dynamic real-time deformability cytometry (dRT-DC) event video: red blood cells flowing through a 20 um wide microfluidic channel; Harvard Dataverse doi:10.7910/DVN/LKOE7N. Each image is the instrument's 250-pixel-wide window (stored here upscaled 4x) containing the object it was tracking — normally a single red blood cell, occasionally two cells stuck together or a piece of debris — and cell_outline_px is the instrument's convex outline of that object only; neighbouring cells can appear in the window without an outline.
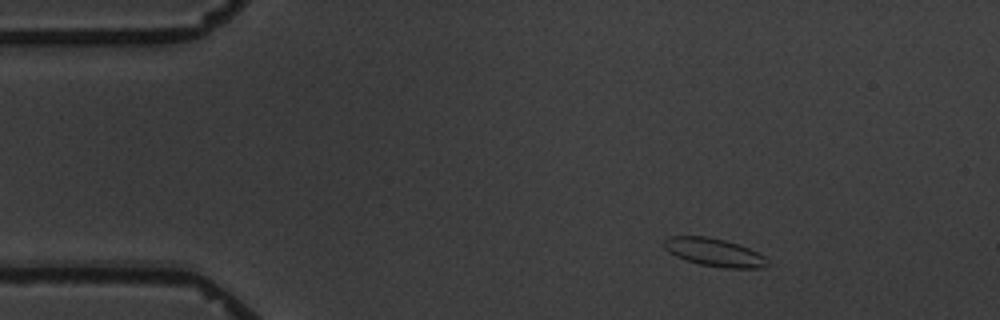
{"species": "common noctule bat (a hibernating species)", "species_latin": "Nyctalus noctula", "temperature_condition": "warm", "stored_images_in_passage": 8, "camera_frame_rate_fps": 3000, "um_per_image_px": 0.085, "animal": {"sex": "male", "body_mass_g": 19.5, "forearm_length_mm": 54.6}, "frame": {"image": 1, "passage_image": 1, "time_ms": 0.0, "image_size_px": [1000, 320], "cell_outline_px": [[768, 264], [764, 268], [724, 268], [700, 264], [676, 256], [668, 252], [664, 248], [664, 240], [668, 236], [708, 236], [724, 240], [748, 248], [764, 256], [768, 260]], "centroid_in_image_um": [60.7, 21.45], "position_along_channel_um": 24.3, "area_um2": 16.76}}
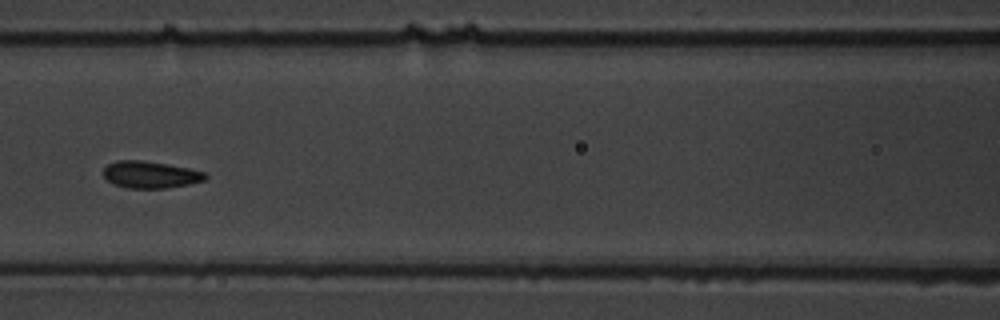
{"frame": {"image": 2, "passage_image": 6, "time_ms": 5.667, "image_size_px": [1000, 320], "cell_outline_px": [[208, 176], [204, 180], [188, 184], [164, 188], [128, 188], [116, 184], [108, 180], [104, 176], [104, 168], [108, 164], [116, 160], [140, 160], [168, 164], [188, 168], [204, 172]], "centroid_in_image_um": [12.78, 14.83], "position_along_channel_um": 153.8, "area_um2": 15.78}}
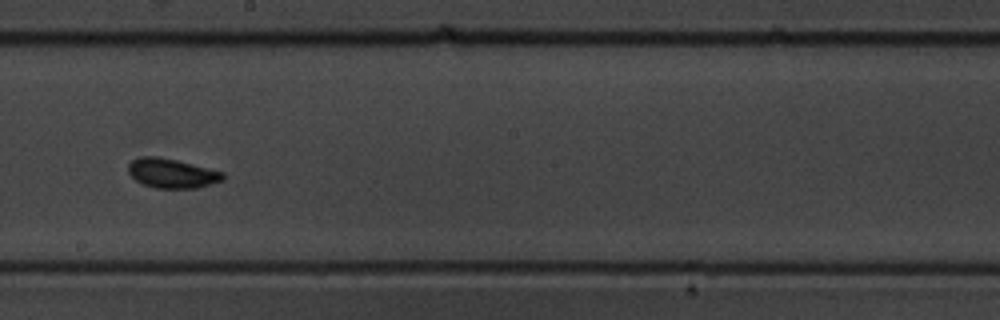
{"frame": {"image": 3, "passage_image": 8, "time_ms": 8.0, "image_size_px": [1000, 320], "cell_outline_px": [[224, 180], [196, 188], [156, 188], [144, 184], [136, 180], [128, 172], [128, 164], [132, 160], [140, 156], [156, 156], [176, 160], [224, 172]], "centroid_in_image_um": [14.6, 14.72], "position_along_channel_um": 233.6, "area_um2": 16.13}}